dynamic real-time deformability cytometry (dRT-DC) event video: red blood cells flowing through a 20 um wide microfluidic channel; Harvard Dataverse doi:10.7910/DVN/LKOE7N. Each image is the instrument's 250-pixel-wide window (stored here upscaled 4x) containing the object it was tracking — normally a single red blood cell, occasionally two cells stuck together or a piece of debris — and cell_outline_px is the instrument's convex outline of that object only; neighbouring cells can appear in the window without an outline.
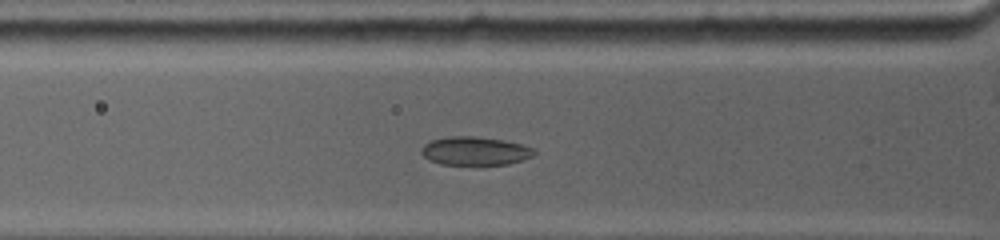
{"species": "common noctule bat (a hibernating species)", "species_latin": "Nyctalus noctula", "temperature_condition": "warm", "stored_images_in_passage": 18, "camera_frame_rate_fps": 4500, "um_per_image_px": 0.085, "animal": {"sex": "female", "body_mass_g": 19.0, "forearm_length_mm": 53.3}, "frame": {"image": 1, "passage_image": 5, "time_ms": 2.667, "image_size_px": [1000, 240], "cell_outline_px": [[536, 152], [532, 156], [524, 160], [508, 164], [476, 168], [440, 164], [428, 160], [420, 152], [420, 148], [424, 144], [432, 140], [448, 136], [476, 136], [504, 140], [536, 148]], "centroid_in_image_um": [40.38, 12.88], "position_along_channel_um": 85.4, "area_um2": 19.83}}
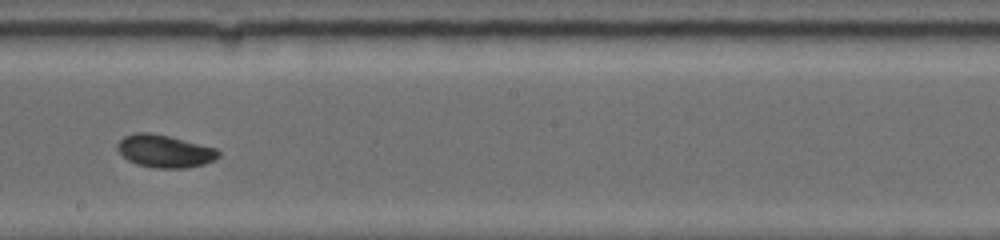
{"frame": {"image": 2, "passage_image": 11, "time_ms": 6.667, "image_size_px": [1000, 240], "cell_outline_px": [[220, 156], [216, 160], [204, 164], [188, 168], [156, 168], [136, 164], [128, 160], [116, 148], [116, 144], [124, 136], [136, 132], [148, 132], [168, 136], [216, 148], [220, 152]], "centroid_in_image_um": [14.01, 12.85], "position_along_channel_um": 234.2, "area_um2": 19.25}}
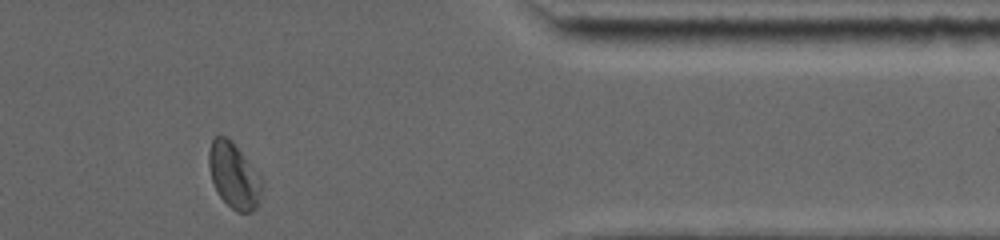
{"frame": {"image": 3, "passage_image": 18, "time_ms": 11.556, "image_size_px": [1000, 240], "cell_outline_px": [[264, 184], [260, 200], [256, 208], [252, 212], [236, 212], [216, 192], [212, 180], [208, 164], [208, 152], [212, 140], [216, 136], [228, 136], [236, 144], [260, 176]], "centroid_in_image_um": [19.89, 14.92], "position_along_channel_um": 391.5, "area_um2": 20.52}, "authors_computed_cell_mechanics": {"area_um2": 19.2474, "velocity_mm_per_s": 3.7173, "shape_relaxation_time_tau1_ms": null, "shape_relaxation_time_tau2_ms": 2.3464, "deformation_change_tau1": null, "deformation_change_tau2": 0.0359}}